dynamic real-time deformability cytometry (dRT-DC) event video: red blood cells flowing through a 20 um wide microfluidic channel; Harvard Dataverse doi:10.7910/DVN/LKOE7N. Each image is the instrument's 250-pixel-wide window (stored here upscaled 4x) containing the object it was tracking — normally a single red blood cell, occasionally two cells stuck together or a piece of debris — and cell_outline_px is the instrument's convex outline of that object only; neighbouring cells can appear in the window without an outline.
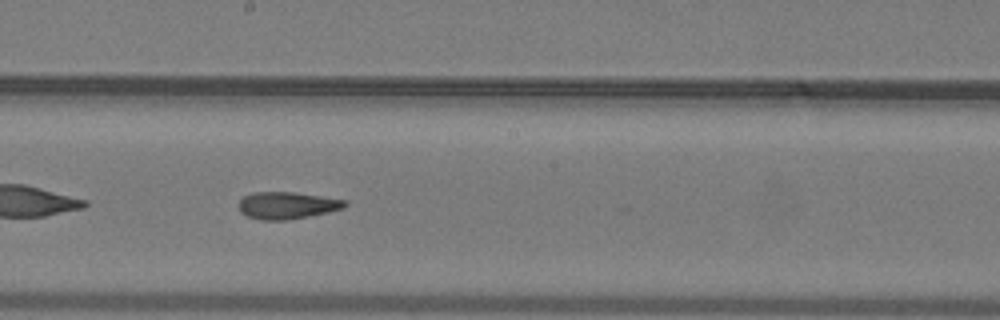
{"species": "common noctule bat (a hibernating species)", "species_latin": "Nyctalus noctula", "temperature_condition": "warm", "stored_images_in_passage": 39, "camera_frame_rate_fps": 3000, "um_per_image_px": 0.085, "animal": {"sex": "male", "body_mass_g": 19.2, "forearm_length_mm": 51.8}, "frame": {"image": 1, "passage_image": 17, "time_ms": 5.333, "image_size_px": [1000, 320], "cell_outline_px": [[348, 204], [344, 208], [328, 212], [288, 220], [260, 220], [248, 216], [240, 212], [240, 200], [244, 196], [252, 192], [296, 192], [348, 200]], "centroid_in_image_um": [24.43, 17.45], "position_along_channel_um": 223.8, "area_um2": 16.82}}
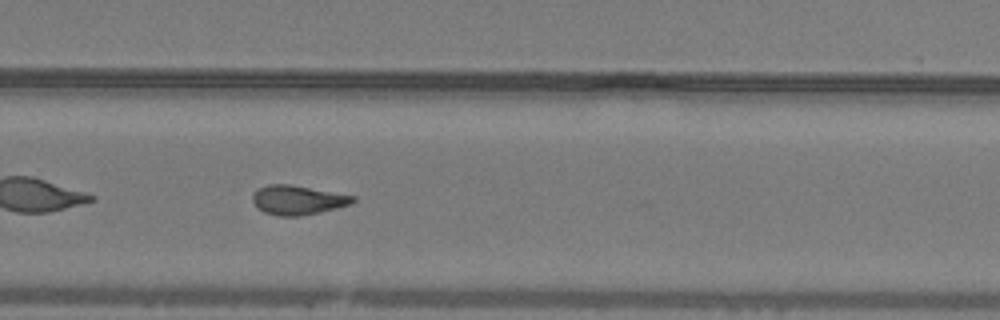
{"frame": {"image": 2, "passage_image": 23, "time_ms": 7.333, "image_size_px": [1000, 320], "cell_outline_px": [[356, 200], [352, 204], [320, 212], [300, 216], [280, 216], [264, 212], [252, 200], [252, 192], [256, 188], [268, 184], [288, 184], [356, 196]], "centroid_in_image_um": [25.3, 16.99], "position_along_channel_um": 304.5, "area_um2": 17.11}}
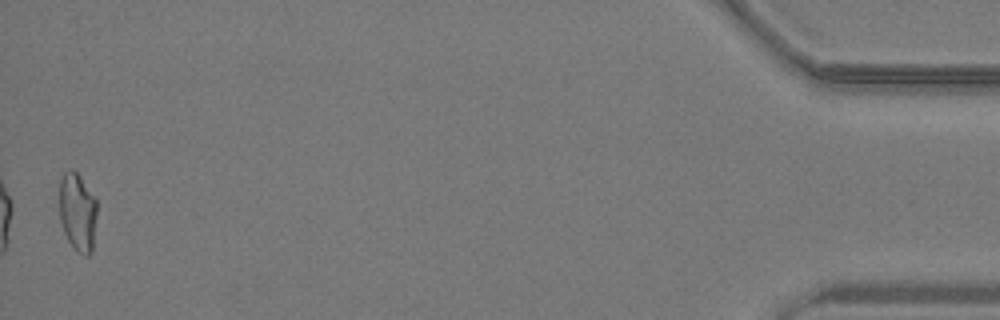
{"frame": {"image": 3, "passage_image": 39, "time_ms": 12.667, "image_size_px": [1000, 320], "cell_outline_px": [[96, 216], [92, 252], [88, 256], [84, 256], [68, 240], [64, 232], [60, 220], [60, 176], [64, 172], [72, 168], [80, 176], [96, 200]], "centroid_in_image_um": [6.59, 18.0], "position_along_channel_um": 428.6, "area_um2": 16.99}, "authors_computed_cell_mechanics": {"area_um2": 17.1088, "velocity_mm_per_s": 4.0641, "shape_relaxation_time_tau1_ms": null, "shape_relaxation_time_tau2_ms": 2.5155, "deformation_change_tau1": null, "deformation_change_tau2": 0.1027}}